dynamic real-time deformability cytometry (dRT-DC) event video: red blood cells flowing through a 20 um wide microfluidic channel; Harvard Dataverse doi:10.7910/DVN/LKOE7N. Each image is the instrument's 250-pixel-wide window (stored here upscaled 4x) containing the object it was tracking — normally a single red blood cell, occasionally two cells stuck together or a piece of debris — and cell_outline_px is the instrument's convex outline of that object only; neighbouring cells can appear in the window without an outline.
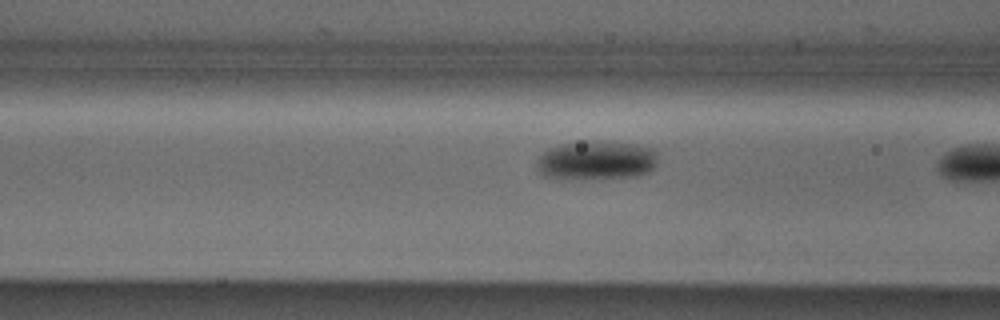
{"species": "Egyptian fruit bat (a non-hibernating species)", "species_latin": "Rousettus aegyptiacus", "temperature_condition": "cold", "stored_images_in_passage": 12, "camera_frame_rate_fps": 3000, "um_per_image_px": 0.085, "animal": {"sex": "male"}, "frame": {"image": 1, "passage_image": 11, "time_ms": 3.333, "image_size_px": [1000, 320], "cell_outline_px": [[656, 164], [648, 172], [636, 176], [544, 176], [540, 172], [536, 164], [536, 160], [548, 148], [560, 144], [584, 140], [636, 144], [652, 148], [656, 152]], "centroid_in_image_um": [50.7, 13.56], "position_along_channel_um": 115.9, "area_um2": 26.47}}